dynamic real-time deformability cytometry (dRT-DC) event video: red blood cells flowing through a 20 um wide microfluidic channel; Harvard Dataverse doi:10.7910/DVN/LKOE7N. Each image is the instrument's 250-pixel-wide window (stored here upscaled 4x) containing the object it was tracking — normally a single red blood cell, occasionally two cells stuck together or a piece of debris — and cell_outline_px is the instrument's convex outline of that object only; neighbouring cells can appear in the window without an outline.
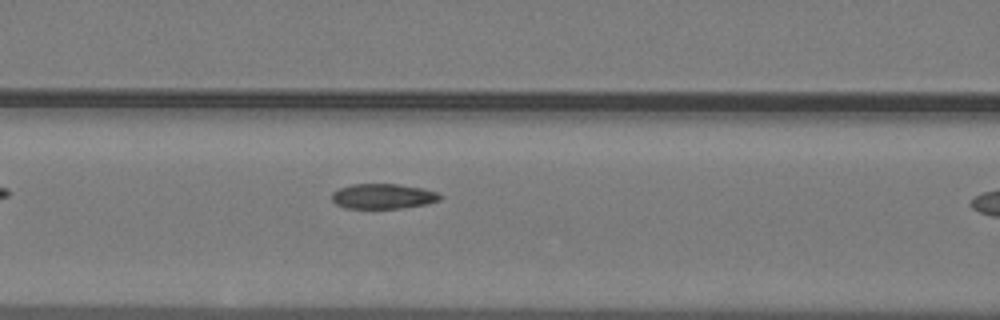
{"species": "common noctule bat (a hibernating species)", "species_latin": "Nyctalus noctula", "temperature_condition": "warm", "stored_images_in_passage": 6, "camera_frame_rate_fps": 3000, "um_per_image_px": 0.085, "animal": {"sex": "male", "body_mass_g": 19.2, "forearm_length_mm": 51.8}, "frame": {"image": 1, "passage_image": 5, "time_ms": 1.333, "image_size_px": [1000, 320], "cell_outline_px": [[444, 196], [440, 200], [424, 204], [400, 208], [344, 208], [336, 204], [332, 200], [332, 192], [340, 188], [352, 184], [396, 184], [424, 188], [436, 192]], "centroid_in_image_um": [32.56, 16.68], "position_along_channel_um": 134.0, "area_um2": 15.78}}